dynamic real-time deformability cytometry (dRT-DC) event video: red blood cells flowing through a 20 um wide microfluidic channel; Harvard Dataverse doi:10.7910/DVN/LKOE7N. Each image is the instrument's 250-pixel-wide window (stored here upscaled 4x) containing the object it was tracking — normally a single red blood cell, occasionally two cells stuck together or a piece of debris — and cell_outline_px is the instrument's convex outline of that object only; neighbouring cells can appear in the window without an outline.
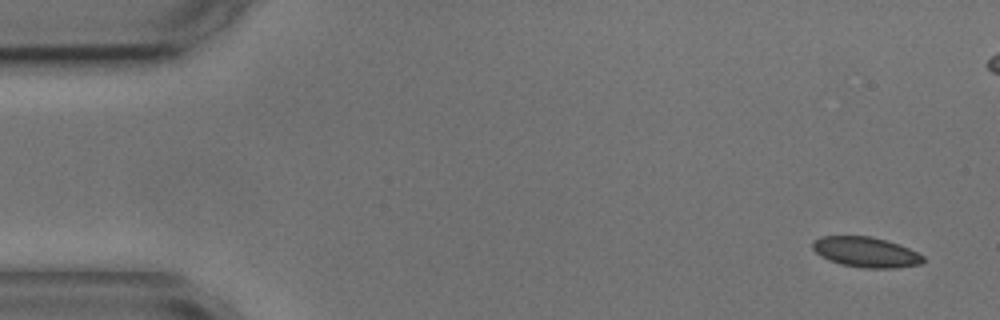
{"species": "common noctule bat (a hibernating species)", "species_latin": "Nyctalus noctula", "temperature_condition": "cold", "stored_images_in_passage": 7, "camera_frame_rate_fps": 3000, "um_per_image_px": 0.085, "animal": {"sex": "male", "body_mass_g": 17.9, "forearm_length_mm": 54.2}, "frame": {"image": 1, "passage_image": 1, "time_ms": 0.0, "image_size_px": [1000, 320], "cell_outline_px": [[924, 260], [920, 264], [896, 268], [864, 268], [840, 264], [828, 260], [820, 256], [812, 248], [812, 240], [820, 236], [872, 236], [888, 240], [900, 244], [924, 256]], "centroid_in_image_um": [73.57, 21.42], "position_along_channel_um": 11.4, "area_um2": 19.71}}